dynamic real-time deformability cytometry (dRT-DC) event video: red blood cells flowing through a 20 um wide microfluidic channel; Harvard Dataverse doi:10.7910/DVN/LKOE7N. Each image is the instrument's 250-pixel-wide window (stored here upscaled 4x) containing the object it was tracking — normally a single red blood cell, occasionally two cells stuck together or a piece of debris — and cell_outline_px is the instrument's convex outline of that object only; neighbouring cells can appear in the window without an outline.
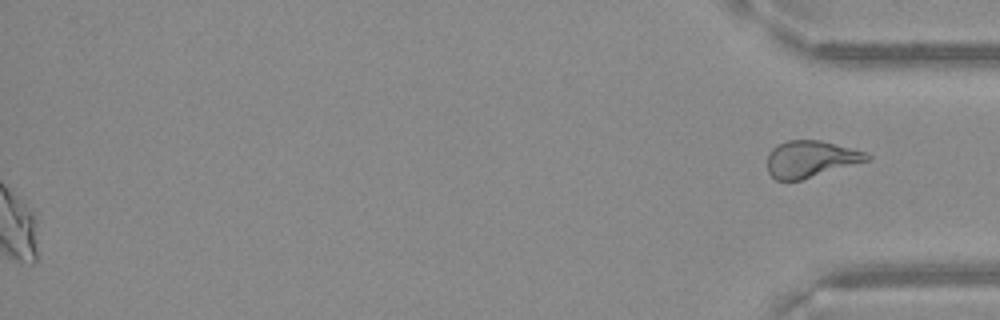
{"species": "Egyptian fruit bat (a non-hibernating species)", "species_latin": "Rousettus aegyptiacus", "temperature_condition": "warm", "stored_images_in_passage": 58, "segment_of_instrument_passage": [2, 2], "camera_frame_rate_fps": 3000, "um_per_image_px": 0.085, "frame": {"image": 1, "passage_image": 58, "time_ms": 19.0, "image_size_px": [1000, 320], "cell_outline_px": [[872, 160], [800, 180], [776, 180], [768, 172], [768, 152], [776, 144], [788, 140], [820, 140], [864, 152], [872, 156]], "centroid_in_image_um": [68.9, 13.51], "position_along_channel_um": 366.3, "area_um2": 21.27}}